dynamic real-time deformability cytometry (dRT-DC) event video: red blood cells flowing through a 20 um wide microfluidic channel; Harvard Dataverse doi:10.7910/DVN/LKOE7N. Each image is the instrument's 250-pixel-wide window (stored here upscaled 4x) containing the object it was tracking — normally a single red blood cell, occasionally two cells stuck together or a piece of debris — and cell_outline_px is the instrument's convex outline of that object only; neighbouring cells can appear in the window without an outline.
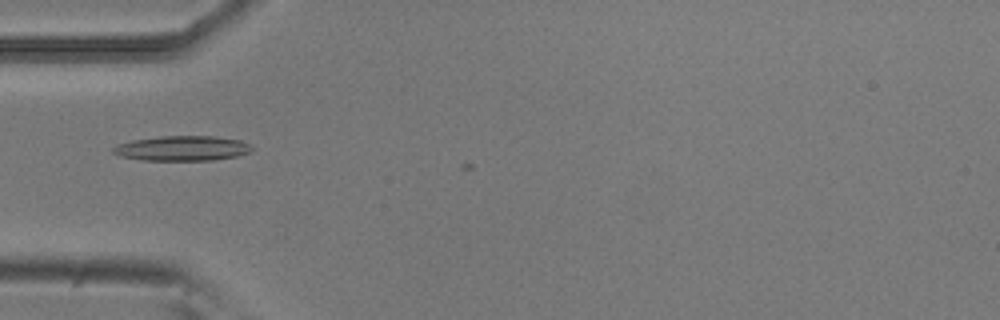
{"species": "common noctule bat (a hibernating species)", "species_latin": "Nyctalus noctula", "temperature_condition": "room temperature", "stored_images_in_passage": 3, "camera_frame_rate_fps": 3000, "um_per_image_px": 0.085, "animal": {"sex": "male", "body_mass_g": 20.5, "forearm_length_mm": 52.5}, "frame": {"image": 1, "passage_image": 2, "time_ms": 0.333, "image_size_px": [1000, 320], "cell_outline_px": [[252, 148], [248, 152], [236, 156], [212, 160], [140, 160], [120, 156], [112, 152], [112, 148], [116, 144], [132, 140], [160, 136], [212, 136], [240, 140], [252, 144]], "centroid_in_image_um": [15.45, 12.6], "position_along_channel_um": 69.5, "area_um2": 20.17}}